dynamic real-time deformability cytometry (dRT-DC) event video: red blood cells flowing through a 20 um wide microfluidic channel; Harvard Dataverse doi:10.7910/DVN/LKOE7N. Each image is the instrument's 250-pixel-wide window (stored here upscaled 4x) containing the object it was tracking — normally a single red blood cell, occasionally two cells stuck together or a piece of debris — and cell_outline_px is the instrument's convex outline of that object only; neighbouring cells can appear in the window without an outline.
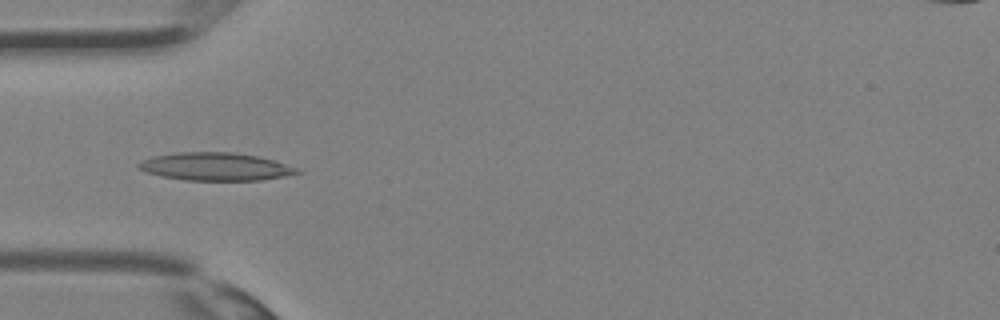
{"species": "Egyptian fruit bat (a non-hibernating species)", "species_latin": "Rousettus aegyptiacus", "temperature_condition": "room temperature", "stored_images_in_passage": 16, "camera_frame_rate_fps": 3000, "um_per_image_px": 0.085, "animal": {"sex": "female"}, "frame": {"image": 1, "passage_image": 1, "time_ms": 0.0, "image_size_px": [1000, 320], "cell_outline_px": [[304, 172], [284, 176], [260, 180], [184, 180], [160, 176], [144, 172], [136, 168], [136, 164], [140, 160], [152, 156], [176, 152], [232, 152], [260, 156], [296, 168]], "centroid_in_image_um": [18.23, 14.16], "position_along_channel_um": 66.8, "area_um2": 25.95}}
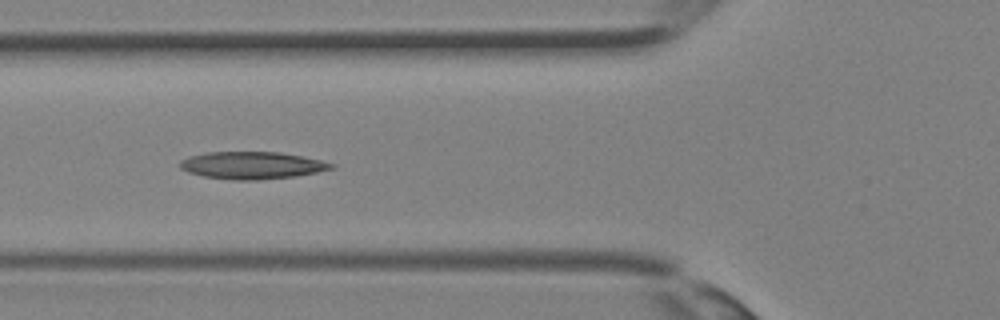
{"frame": {"image": 2, "passage_image": 3, "time_ms": 0.667, "image_size_px": [1000, 320], "cell_outline_px": [[336, 168], [296, 176], [252, 180], [236, 180], [204, 176], [188, 172], [180, 168], [180, 160], [188, 156], [208, 152], [280, 152], [320, 160], [336, 164]], "centroid_in_image_um": [21.42, 14.05], "position_along_channel_um": 104.4, "area_um2": 23.93}}
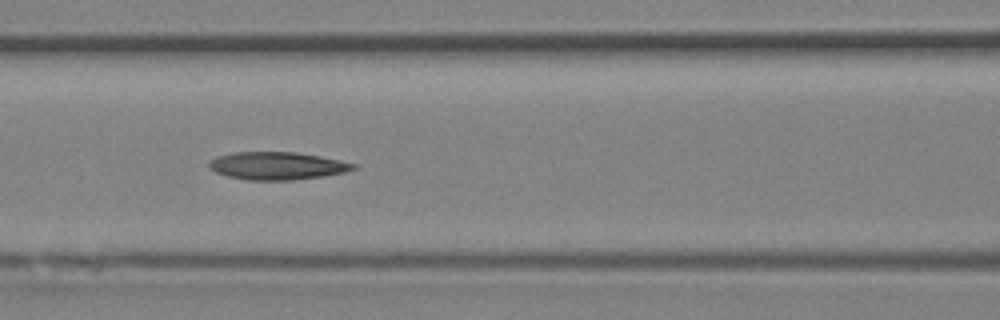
{"frame": {"image": 3, "passage_image": 5, "time_ms": 1.333, "image_size_px": [1000, 320], "cell_outline_px": [[356, 168], [344, 172], [324, 176], [292, 180], [248, 180], [228, 176], [216, 172], [208, 164], [208, 160], [216, 156], [232, 152], [296, 152], [320, 156], [356, 164]], "centroid_in_image_um": [23.53, 14.09], "position_along_channel_um": 143.1, "area_um2": 23.24}}